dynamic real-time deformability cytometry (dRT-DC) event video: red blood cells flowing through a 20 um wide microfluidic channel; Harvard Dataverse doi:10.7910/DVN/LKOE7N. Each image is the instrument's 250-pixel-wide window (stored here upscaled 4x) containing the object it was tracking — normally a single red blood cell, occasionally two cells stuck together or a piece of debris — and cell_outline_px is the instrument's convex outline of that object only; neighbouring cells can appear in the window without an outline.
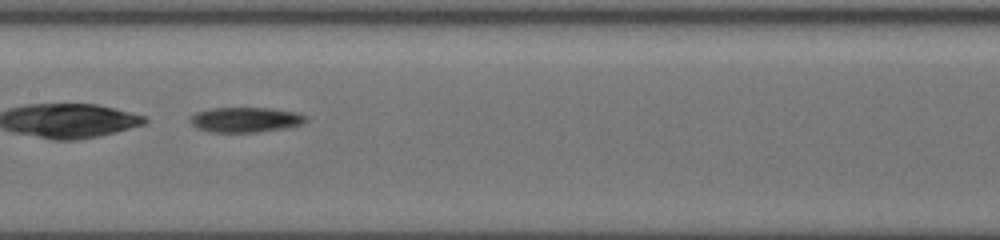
{"species": "common noctule bat (a hibernating species)", "species_latin": "Nyctalus noctula", "temperature_condition": "cold", "stored_images_in_passage": 41, "camera_frame_rate_fps": 3000, "um_per_image_px": 0.085, "animal": {"sex": "female", "body_mass_g": 19.5, "forearm_length_mm": 54.1}, "frame": {"image": 1, "passage_image": 17, "time_ms": 4.333, "image_size_px": [1000, 240], "cell_outline_px": [[308, 120], [304, 124], [288, 128], [256, 132], [208, 132], [196, 128], [188, 120], [196, 112], [212, 108], [272, 108], [296, 112], [308, 116]], "centroid_in_image_um": [20.91, 10.18], "position_along_channel_um": 186.5, "area_um2": 17.17}}